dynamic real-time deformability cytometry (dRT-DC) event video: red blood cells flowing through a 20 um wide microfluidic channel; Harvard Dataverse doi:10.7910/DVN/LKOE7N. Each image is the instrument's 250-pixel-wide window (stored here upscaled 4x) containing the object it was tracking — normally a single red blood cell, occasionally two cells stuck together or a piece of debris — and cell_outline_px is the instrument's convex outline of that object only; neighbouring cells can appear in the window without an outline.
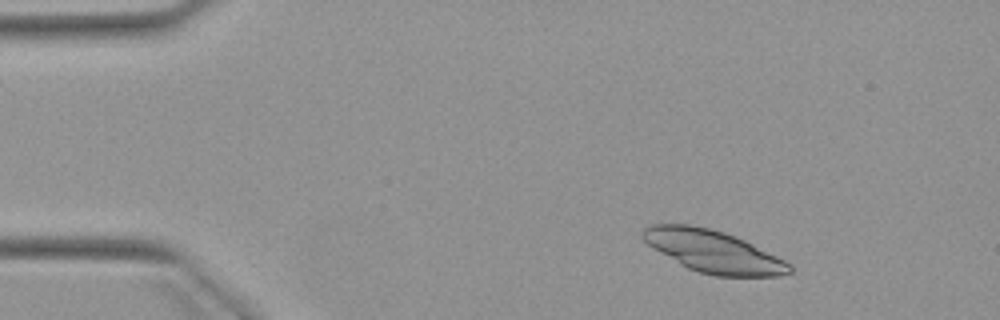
{"species": "Egyptian fruit bat (a non-hibernating species)", "species_latin": "Rousettus aegyptiacus", "temperature_condition": "warm", "stored_images_in_passage": 4, "segment_of_instrument_passage": [2, 2], "camera_frame_rate_fps": 3000, "um_per_image_px": 0.085, "animal": {"sex": "female"}, "frame": {"image": 1, "passage_image": 4, "time_ms": 7.333, "image_size_px": [1000, 320], "cell_outline_px": [[792, 272], [780, 276], [716, 276], [700, 272], [688, 268], [680, 264], [652, 248], [640, 236], [640, 232], [644, 228], [652, 224], [688, 224], [708, 228], [724, 232], [736, 236], [792, 264]], "centroid_in_image_um": [60.6, 21.37], "position_along_channel_um": 24.4, "area_um2": 35.95}}